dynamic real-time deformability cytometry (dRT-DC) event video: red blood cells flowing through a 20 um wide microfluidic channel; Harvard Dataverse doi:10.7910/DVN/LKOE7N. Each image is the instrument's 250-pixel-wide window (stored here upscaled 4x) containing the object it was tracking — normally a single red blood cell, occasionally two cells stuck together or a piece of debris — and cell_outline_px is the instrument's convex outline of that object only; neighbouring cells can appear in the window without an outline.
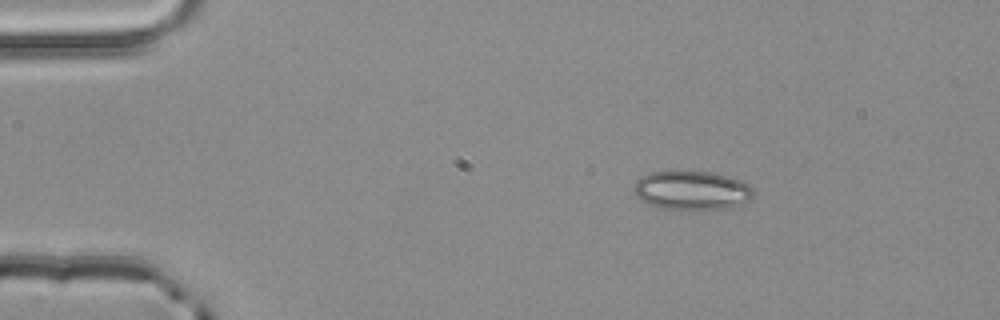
{"species": "common noctule bat (a hibernating species)", "species_latin": "Nyctalus noctula", "temperature_condition": "room temperature", "stored_images_in_passage": 2, "camera_frame_rate_fps": 3000, "um_per_image_px": 0.085, "animal": {"sex": "male", "body_mass_g": 20.4}, "frame": {"image": 1, "passage_image": 1, "time_ms": 0.0, "image_size_px": [1000, 320], "cell_outline_px": [[752, 196], [748, 200], [732, 208], [708, 212], [692, 212], [660, 208], [648, 204], [640, 200], [632, 192], [632, 188], [636, 180], [652, 172], [712, 172], [728, 176], [748, 184], [752, 188]], "centroid_in_image_um": [58.78, 16.25], "position_along_channel_um": 26.2, "area_um2": 27.92}}